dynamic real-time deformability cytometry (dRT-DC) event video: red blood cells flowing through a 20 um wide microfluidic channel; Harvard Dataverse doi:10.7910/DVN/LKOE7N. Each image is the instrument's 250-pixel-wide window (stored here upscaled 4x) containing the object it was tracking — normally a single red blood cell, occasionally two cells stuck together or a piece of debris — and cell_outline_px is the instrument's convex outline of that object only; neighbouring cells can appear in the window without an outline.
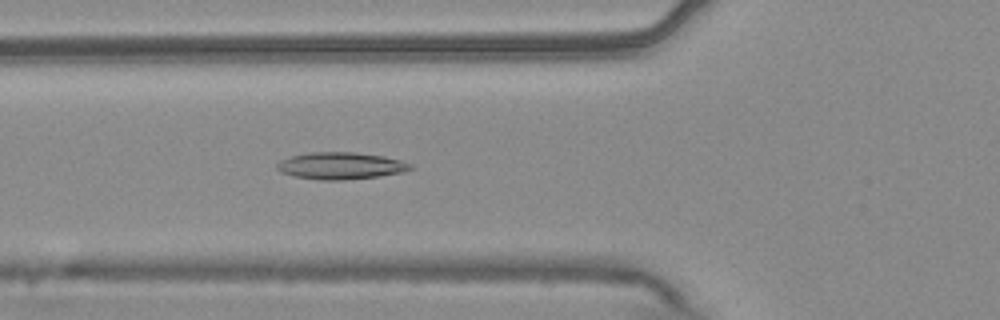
{"species": "common noctule bat (a hibernating species)", "species_latin": "Nyctalus noctula", "temperature_condition": "warm", "stored_images_in_passage": 54, "camera_frame_rate_fps": 3000, "um_per_image_px": 0.085, "animal": {"sex": "male", "body_mass_g": 20.4}, "frame": {"image": 1, "passage_image": 20, "time_ms": 6.333, "image_size_px": [1000, 320], "cell_outline_px": [[416, 168], [404, 172], [380, 176], [344, 180], [320, 180], [296, 176], [280, 172], [276, 168], [276, 164], [280, 160], [292, 156], [312, 152], [356, 152], [384, 156], [400, 160], [412, 164]], "centroid_in_image_um": [29.0, 14.09], "position_along_channel_um": 96.8, "area_um2": 21.1}}
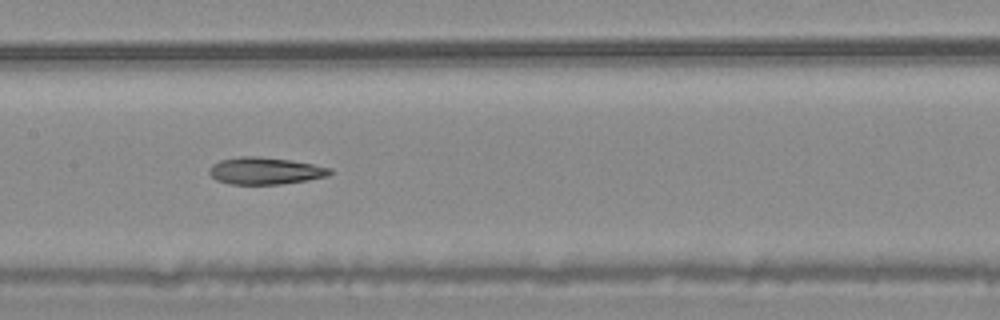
{"frame": {"image": 2, "passage_image": 27, "time_ms": 8.667, "image_size_px": [1000, 320], "cell_outline_px": [[332, 172], [328, 176], [308, 180], [280, 184], [228, 184], [216, 180], [208, 172], [208, 168], [212, 164], [220, 160], [240, 156], [256, 156], [292, 160], [332, 168]], "centroid_in_image_um": [22.52, 14.52], "position_along_channel_um": 184.9, "area_um2": 19.13}}
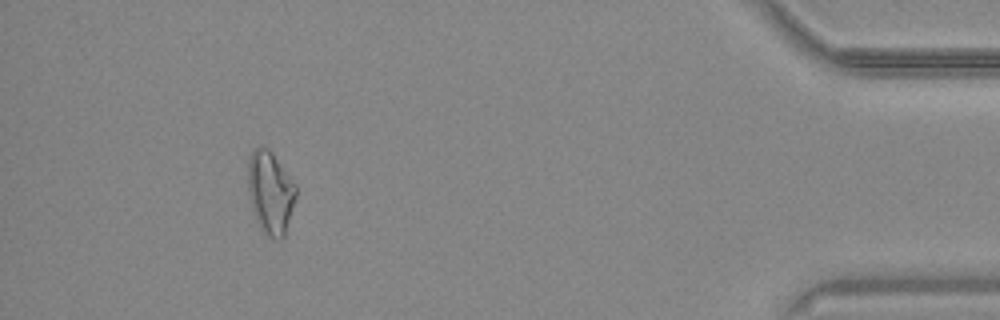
{"frame": {"image": 3, "passage_image": 50, "time_ms": 16.333, "image_size_px": [1000, 320], "cell_outline_px": [[296, 196], [284, 240], [276, 240], [268, 236], [260, 228], [252, 208], [248, 192], [248, 160], [252, 148], [268, 148], [272, 152], [296, 184]], "centroid_in_image_um": [22.99, 16.38], "position_along_channel_um": 412.2, "area_um2": 23.29}, "authors_computed_cell_mechanics": {"area_um2": 21.097, "velocity_mm_per_s": 3.7492, "shape_relaxation_time_tau1_ms": null, "shape_relaxation_time_tau2_ms": 2.2123, "deformation_change_tau1": null, "deformation_change_tau2": 0.1029}}